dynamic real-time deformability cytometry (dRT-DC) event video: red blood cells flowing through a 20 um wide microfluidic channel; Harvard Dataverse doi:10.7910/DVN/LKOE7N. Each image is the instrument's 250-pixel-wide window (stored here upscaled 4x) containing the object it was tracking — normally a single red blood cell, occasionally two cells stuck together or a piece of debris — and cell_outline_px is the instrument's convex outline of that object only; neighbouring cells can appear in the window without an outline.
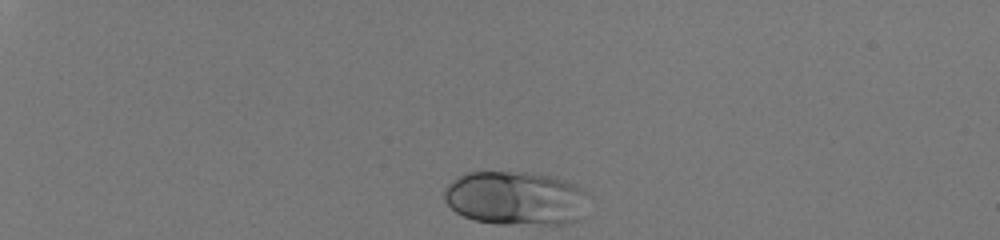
{"species": "human", "species_latin": "Homo sapiens", "temperature_condition": "room temperature", "stored_images_in_passage": 35, "camera_frame_rate_fps": 3000, "um_per_image_px": 0.085, "donor": {"sex": "male"}, "frame": {"image": 1, "passage_image": 1, "time_ms": 0.0, "image_size_px": [1000, 240], "cell_outline_px": [[584, 192], [580, 220], [568, 224], [496, 224], [476, 220], [464, 216], [456, 212], [444, 200], [444, 188], [448, 184], [460, 176], [468, 172], [528, 172], [548, 176], [564, 180], [576, 184]], "centroid_in_image_um": [43.78, 16.86], "position_along_channel_um": 41.2, "area_um2": 44.97}}
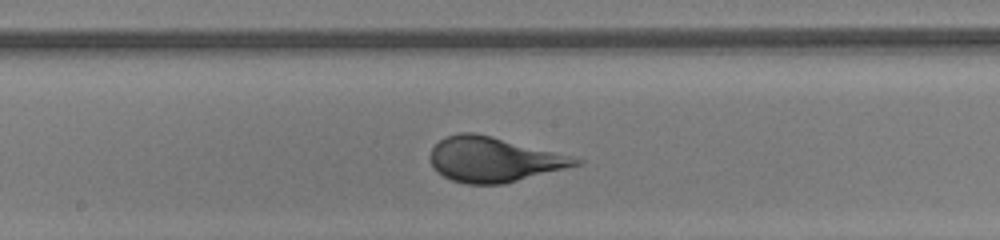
{"frame": {"image": 2, "passage_image": 20, "time_ms": 6.333, "image_size_px": [1000, 240], "cell_outline_px": [[584, 160], [580, 164], [504, 184], [468, 184], [452, 180], [436, 172], [428, 156], [432, 148], [444, 136], [456, 132], [472, 132], [492, 136], [576, 156]], "centroid_in_image_um": [41.96, 13.54], "position_along_channel_um": 206.2, "area_um2": 38.26}}
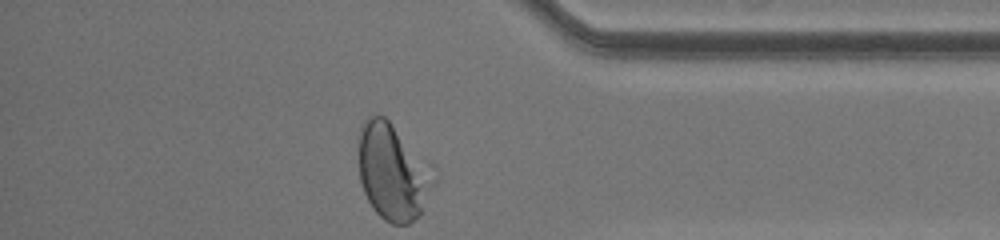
{"frame": {"image": 3, "passage_image": 35, "time_ms": 11.333, "image_size_px": [1000, 240], "cell_outline_px": [[420, 216], [408, 224], [392, 224], [384, 220], [372, 208], [364, 192], [360, 180], [360, 128], [364, 120], [368, 116], [384, 116], [392, 124], [420, 184]], "centroid_in_image_um": [32.96, 14.7], "position_along_channel_um": 402.2, "area_um2": 34.8}}